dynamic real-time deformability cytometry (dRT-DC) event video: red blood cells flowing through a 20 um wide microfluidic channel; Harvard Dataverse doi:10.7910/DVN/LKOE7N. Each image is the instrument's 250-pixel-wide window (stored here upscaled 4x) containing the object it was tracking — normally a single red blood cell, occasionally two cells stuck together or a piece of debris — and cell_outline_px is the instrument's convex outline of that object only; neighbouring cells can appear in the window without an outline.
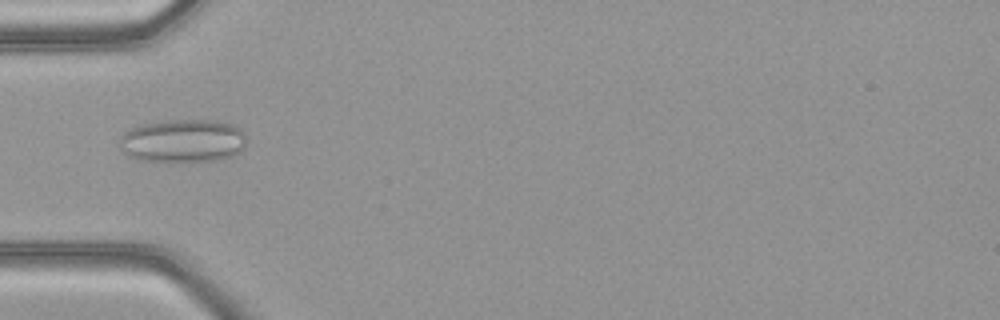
{"species": "common noctule bat (a hibernating species)", "species_latin": "Nyctalus noctula", "temperature_condition": "warm", "stored_images_in_passage": 40, "camera_frame_rate_fps": 3000, "um_per_image_px": 0.085, "animal": {"sex": "female", "body_mass_g": 21.9}, "frame": {"image": 1, "passage_image": 7, "time_ms": 2.0, "image_size_px": [1000, 320], "cell_outline_px": [[244, 148], [240, 152], [232, 156], [216, 160], [184, 164], [168, 164], [140, 160], [128, 156], [120, 148], [120, 136], [124, 132], [140, 124], [164, 120], [216, 120], [232, 124], [240, 128], [244, 132]], "centroid_in_image_um": [15.52, 12.01], "position_along_channel_um": 69.5, "area_um2": 33.12}}
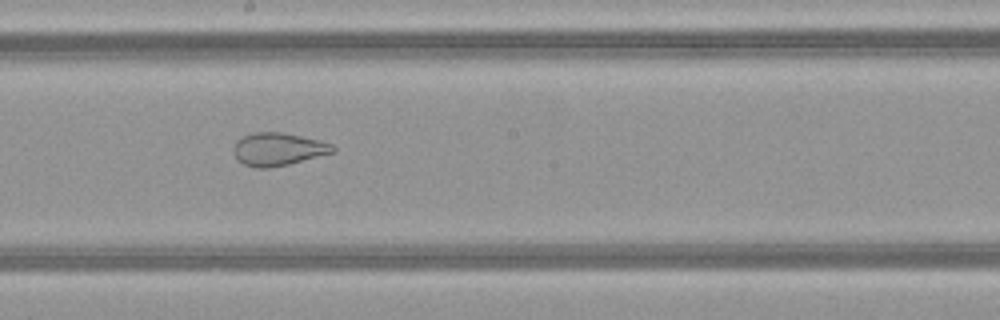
{"frame": {"image": 2, "passage_image": 18, "time_ms": 5.667, "image_size_px": [1000, 320], "cell_outline_px": [[336, 152], [288, 164], [268, 168], [256, 168], [244, 164], [236, 160], [232, 152], [232, 148], [236, 140], [240, 136], [252, 132], [280, 132], [320, 140], [332, 144], [336, 148]], "centroid_in_image_um": [23.59, 12.68], "position_along_channel_um": 224.6, "area_um2": 19.31}}
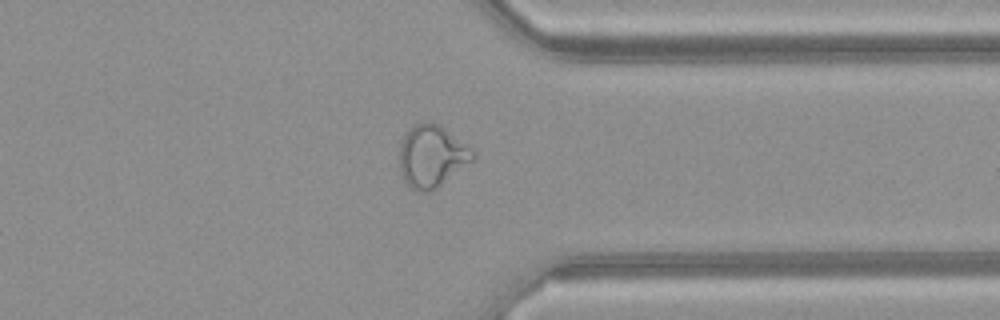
{"frame": {"image": 3, "passage_image": 29, "time_ms": 9.333, "image_size_px": [1000, 320], "cell_outline_px": [[476, 156], [472, 160], [432, 192], [416, 192], [404, 180], [400, 172], [400, 144], [404, 136], [416, 124], [440, 124], [476, 152]], "centroid_in_image_um": [36.71, 13.32], "position_along_channel_um": 374.7, "area_um2": 26.13}, "authors_computed_cell_mechanics": {"area_um2": 26.3568, "velocity_mm_per_s": 4.1847, "shape_relaxation_time_tau1_ms": null, "shape_relaxation_time_tau2_ms": 0.9794, "deformation_change_tau1": null, "deformation_change_tau2": 0.0783}}